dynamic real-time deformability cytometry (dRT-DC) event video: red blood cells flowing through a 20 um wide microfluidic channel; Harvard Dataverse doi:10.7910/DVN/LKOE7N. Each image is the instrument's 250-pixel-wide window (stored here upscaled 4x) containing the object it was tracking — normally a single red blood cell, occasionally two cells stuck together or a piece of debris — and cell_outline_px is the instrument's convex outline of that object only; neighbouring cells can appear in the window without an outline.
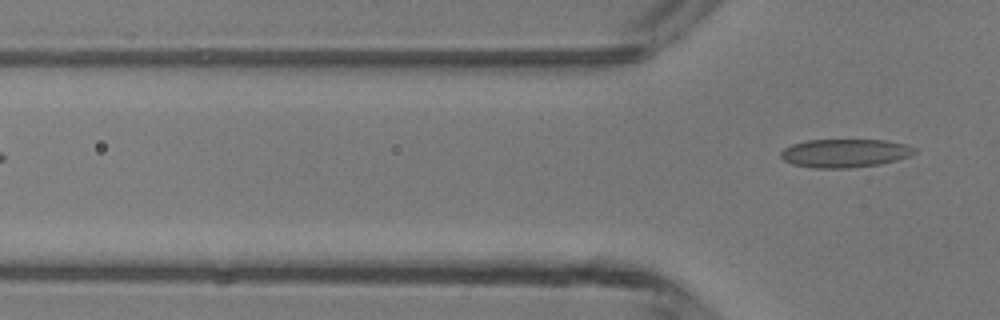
{"species": "common noctule bat (a hibernating species)", "species_latin": "Nyctalus noctula", "temperature_condition": "room temperature", "stored_images_in_passage": 3, "camera_frame_rate_fps": 3000, "um_per_image_px": 0.085, "animal": {"sex": "male", "body_mass_g": 13.3}, "frame": {"image": 1, "passage_image": 3, "time_ms": 2.667, "image_size_px": [1000, 320], "cell_outline_px": [[916, 152], [908, 156], [896, 160], [880, 164], [852, 168], [812, 168], [792, 164], [784, 160], [780, 156], [780, 152], [784, 148], [792, 144], [808, 140], [888, 140], [904, 144], [916, 148]], "centroid_in_image_um": [71.79, 13.02], "position_along_channel_um": 54.0, "area_um2": 22.2}}